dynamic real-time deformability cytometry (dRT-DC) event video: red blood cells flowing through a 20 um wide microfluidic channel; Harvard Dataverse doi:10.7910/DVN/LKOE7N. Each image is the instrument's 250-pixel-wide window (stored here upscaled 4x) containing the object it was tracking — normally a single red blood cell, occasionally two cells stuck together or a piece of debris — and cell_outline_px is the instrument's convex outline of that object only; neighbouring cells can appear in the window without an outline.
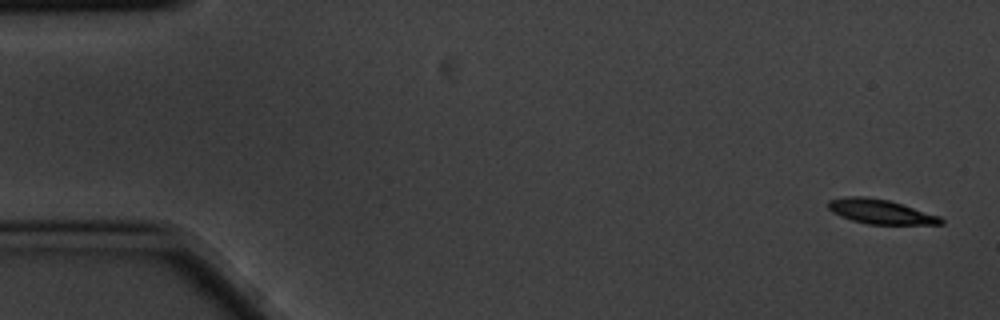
{"species": "common noctule bat (a hibernating species)", "species_latin": "Nyctalus noctula", "temperature_condition": "cold", "stored_images_in_passage": 5, "camera_frame_rate_fps": 3000, "um_per_image_px": 0.085, "animal": {"sex": "male", "body_mass_g": 20.1, "forearm_length_mm": 53.5}, "frame": {"image": 1, "passage_image": 1, "time_ms": 0.0, "image_size_px": [1000, 320], "cell_outline_px": [[944, 224], [868, 224], [852, 220], [840, 216], [832, 212], [828, 208], [828, 200], [848, 196], [868, 196], [888, 200], [940, 216], [944, 220]], "centroid_in_image_um": [74.82, 17.98], "position_along_channel_um": 10.2, "area_um2": 16.01}}
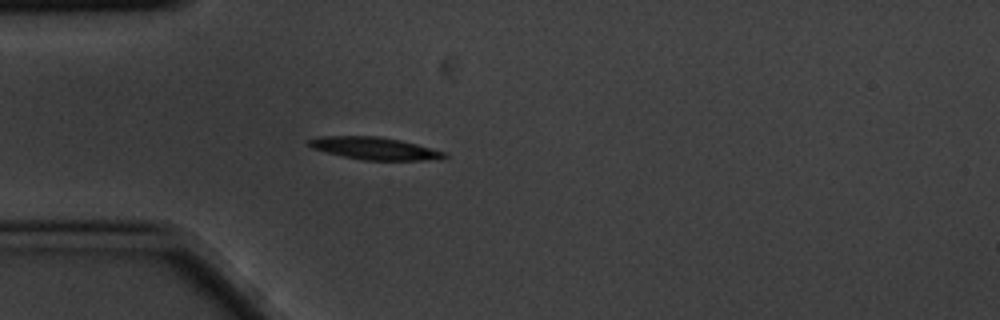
{"frame": {"image": 2, "passage_image": 5, "time_ms": 1.333, "image_size_px": [1000, 320], "cell_outline_px": [[448, 156], [424, 160], [364, 160], [324, 152], [312, 148], [308, 144], [308, 140], [320, 136], [380, 136], [400, 140], [416, 144], [444, 152]], "centroid_in_image_um": [31.77, 12.6], "position_along_channel_um": 53.2, "area_um2": 17.4}}